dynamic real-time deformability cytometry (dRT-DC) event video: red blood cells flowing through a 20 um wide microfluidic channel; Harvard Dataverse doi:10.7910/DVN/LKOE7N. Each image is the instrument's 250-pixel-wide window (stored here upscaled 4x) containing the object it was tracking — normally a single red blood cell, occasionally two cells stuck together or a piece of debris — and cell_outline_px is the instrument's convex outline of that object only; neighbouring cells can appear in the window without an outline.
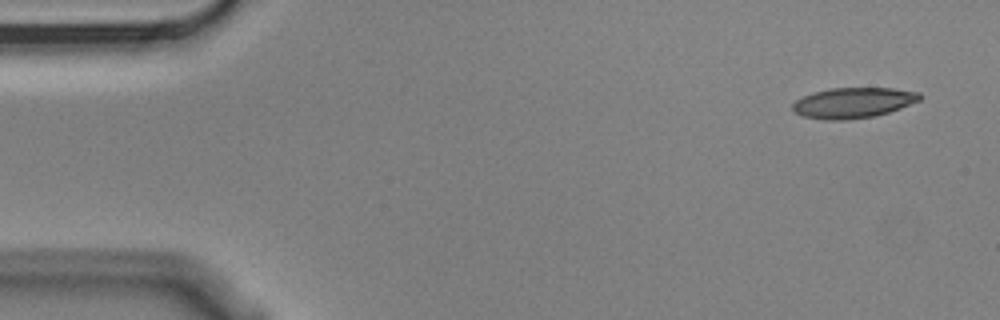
{"species": "Egyptian fruit bat (a non-hibernating species)", "species_latin": "Rousettus aegyptiacus", "temperature_condition": "cold", "stored_images_in_passage": 13, "camera_frame_rate_fps": 3000, "um_per_image_px": 0.085, "animal": {"sex": "male"}, "frame": {"image": 1, "passage_image": 1, "time_ms": 0.0, "image_size_px": [1000, 320], "cell_outline_px": [[924, 96], [920, 100], [900, 108], [876, 116], [844, 120], [824, 120], [804, 116], [796, 112], [792, 108], [792, 104], [796, 100], [804, 96], [816, 92], [832, 88], [892, 88], [920, 92]], "centroid_in_image_um": [72.56, 8.73], "position_along_channel_um": 12.4, "area_um2": 22.48}}
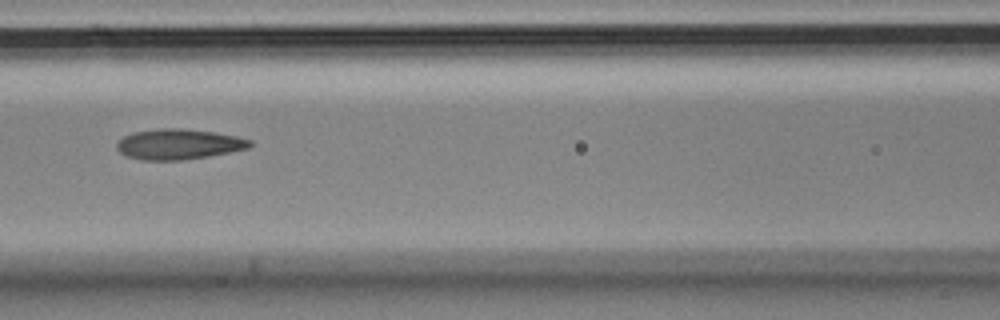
{"frame": {"image": 2, "passage_image": 6, "time_ms": 1.667, "image_size_px": [1000, 320], "cell_outline_px": [[252, 144], [248, 148], [208, 156], [180, 160], [144, 160], [124, 156], [116, 148], [116, 144], [124, 136], [132, 132], [160, 128], [180, 128], [216, 132], [236, 136], [252, 140]], "centroid_in_image_um": [15.16, 12.25], "position_along_channel_um": 151.4, "area_um2": 23.58}}
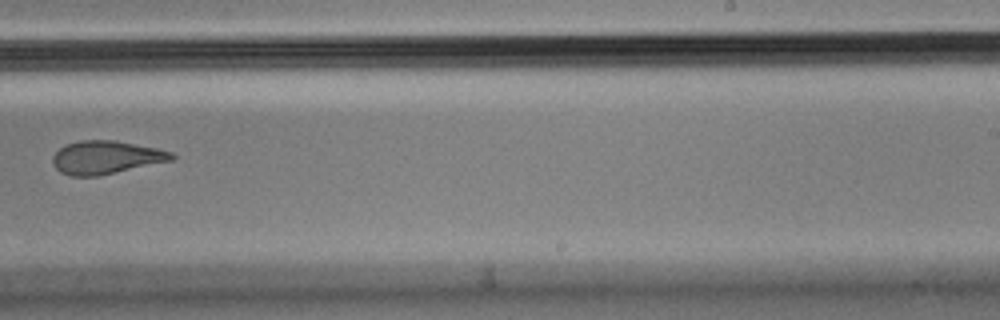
{"frame": {"image": 3, "passage_image": 9, "time_ms": 2.667, "image_size_px": [1000, 320], "cell_outline_px": [[176, 156], [172, 160], [100, 176], [72, 176], [60, 172], [52, 164], [52, 156], [60, 148], [68, 144], [80, 140], [116, 140], [156, 148], [172, 152]], "centroid_in_image_um": [9.0, 13.38], "position_along_channel_um": 280.0, "area_um2": 23.0}}